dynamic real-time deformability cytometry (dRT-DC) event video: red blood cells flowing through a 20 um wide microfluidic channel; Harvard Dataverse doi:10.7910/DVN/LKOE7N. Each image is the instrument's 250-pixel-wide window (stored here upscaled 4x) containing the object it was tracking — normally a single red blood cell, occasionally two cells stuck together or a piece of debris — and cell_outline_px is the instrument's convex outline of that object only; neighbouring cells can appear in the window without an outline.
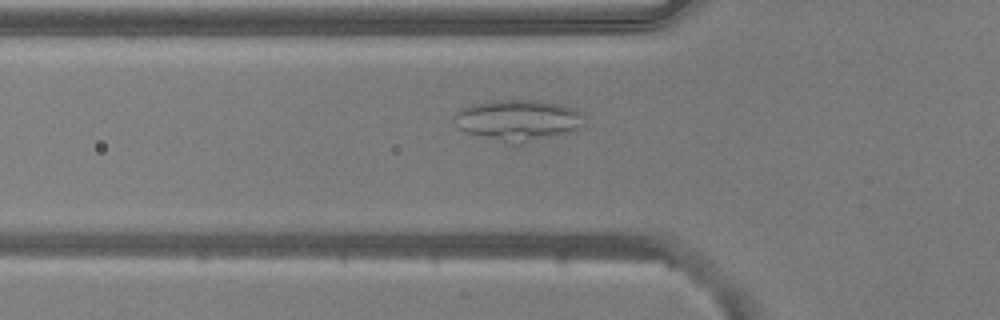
{"species": "common noctule bat (a hibernating species)", "species_latin": "Nyctalus noctula", "temperature_condition": "warm", "stored_images_in_passage": 54, "camera_frame_rate_fps": 3000, "um_per_image_px": 0.085, "animal": {"sex": "male", "body_mass_g": 20.5, "forearm_length_mm": 52.5}, "frame": {"image": 1, "passage_image": 18, "time_ms": 5.667, "image_size_px": [1000, 320], "cell_outline_px": [[584, 124], [580, 128], [572, 132], [520, 148], [464, 132], [460, 128], [456, 116], [456, 112], [460, 108], [472, 104], [492, 100], [536, 100], [560, 104], [576, 108], [584, 116]], "centroid_in_image_um": [44.11, 10.28], "position_along_channel_um": 81.7, "area_um2": 32.37}}
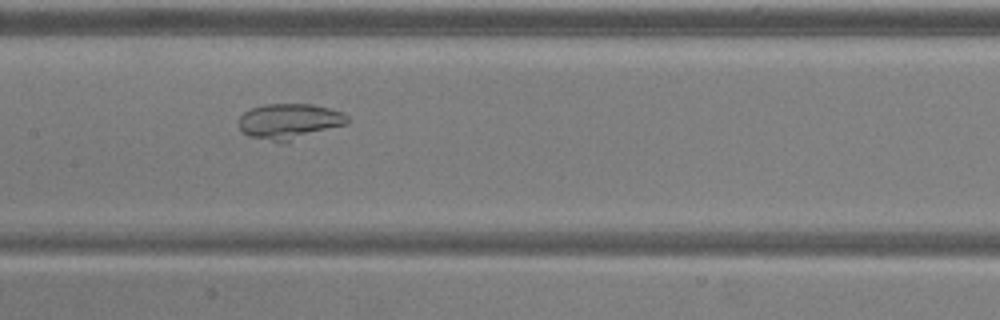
{"frame": {"image": 2, "passage_image": 26, "time_ms": 8.333, "image_size_px": [1000, 320], "cell_outline_px": [[348, 124], [284, 144], [280, 144], [248, 136], [240, 128], [236, 120], [244, 112], [252, 108], [264, 104], [312, 104], [344, 112], [348, 116]], "centroid_in_image_um": [24.6, 10.34], "position_along_channel_um": 182.8, "area_um2": 23.12}}
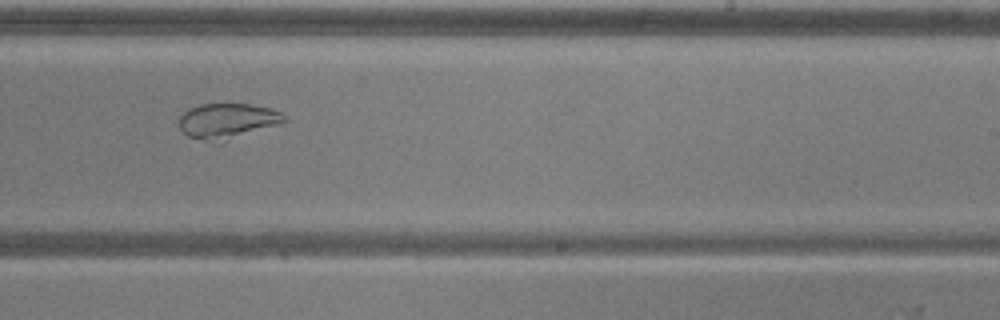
{"frame": {"image": 3, "passage_image": 33, "time_ms": 10.667, "image_size_px": [1000, 320], "cell_outline_px": [[288, 120], [224, 144], [212, 144], [188, 136], [180, 128], [180, 116], [188, 108], [200, 104], [252, 104], [272, 108], [288, 116]], "centroid_in_image_um": [19.35, 10.32], "position_along_channel_um": 269.6, "area_um2": 22.43}}